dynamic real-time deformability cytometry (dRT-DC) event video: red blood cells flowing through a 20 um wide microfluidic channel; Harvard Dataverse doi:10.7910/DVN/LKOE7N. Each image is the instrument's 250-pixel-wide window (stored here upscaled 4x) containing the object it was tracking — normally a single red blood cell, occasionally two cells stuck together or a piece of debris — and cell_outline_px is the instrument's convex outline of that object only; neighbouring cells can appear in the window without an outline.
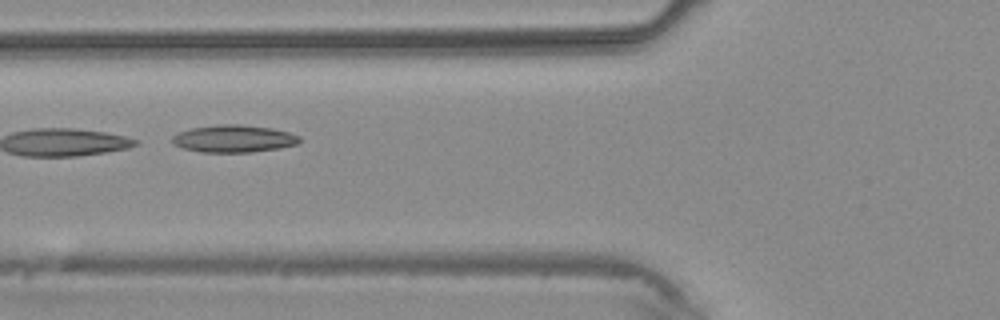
{"species": "common noctule bat (a hibernating species)", "species_latin": "Nyctalus noctula", "temperature_condition": "warm", "stored_images_in_passage": 3, "camera_frame_rate_fps": 3000, "um_per_image_px": 0.085, "animal": {"sex": "male", "body_mass_g": 20.4}, "frame": {"image": 1, "passage_image": 3, "time_ms": 2.667, "image_size_px": [1000, 320], "cell_outline_px": [[300, 144], [280, 148], [252, 152], [200, 152], [184, 148], [172, 144], [172, 136], [180, 132], [192, 128], [220, 124], [240, 124], [272, 128], [288, 132], [300, 136]], "centroid_in_image_um": [19.9, 11.79], "position_along_channel_um": 105.9, "area_um2": 20.35}}